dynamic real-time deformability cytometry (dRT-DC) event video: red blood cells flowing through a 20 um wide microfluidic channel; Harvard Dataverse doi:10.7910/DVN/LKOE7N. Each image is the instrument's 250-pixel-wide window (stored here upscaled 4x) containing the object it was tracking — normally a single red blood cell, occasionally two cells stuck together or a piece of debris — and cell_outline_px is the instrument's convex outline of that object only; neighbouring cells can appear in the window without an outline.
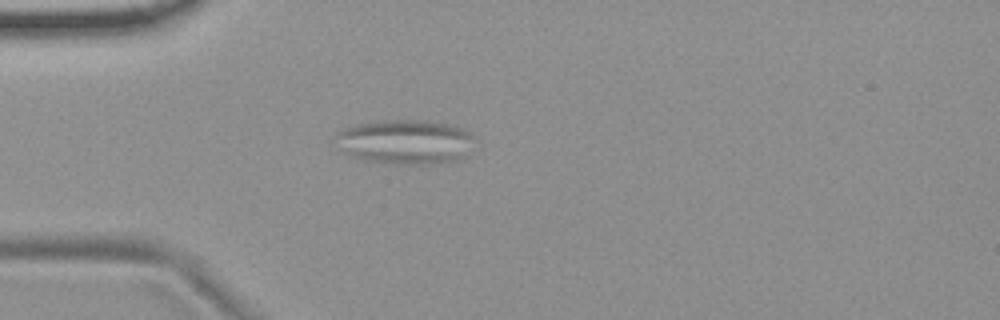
{"species": "common noctule bat (a hibernating species)", "species_latin": "Nyctalus noctula", "temperature_condition": "room temperature", "stored_images_in_passage": 1, "camera_frame_rate_fps": 3000, "um_per_image_px": 0.085, "animal": {"sex": "female", "body_mass_g": 19.9}, "frame": {"image": 1, "passage_image": 1, "time_ms": 0.0, "image_size_px": [1000, 320], "cell_outline_px": [[476, 136], [464, 156], [456, 160], [432, 164], [384, 164], [364, 160], [352, 156], [344, 152], [340, 148], [336, 136], [344, 128], [356, 124], [392, 120], [428, 120], [452, 124], [464, 128]], "centroid_in_image_um": [34.49, 12.06], "position_along_channel_um": 50.5, "area_um2": 36.18}}